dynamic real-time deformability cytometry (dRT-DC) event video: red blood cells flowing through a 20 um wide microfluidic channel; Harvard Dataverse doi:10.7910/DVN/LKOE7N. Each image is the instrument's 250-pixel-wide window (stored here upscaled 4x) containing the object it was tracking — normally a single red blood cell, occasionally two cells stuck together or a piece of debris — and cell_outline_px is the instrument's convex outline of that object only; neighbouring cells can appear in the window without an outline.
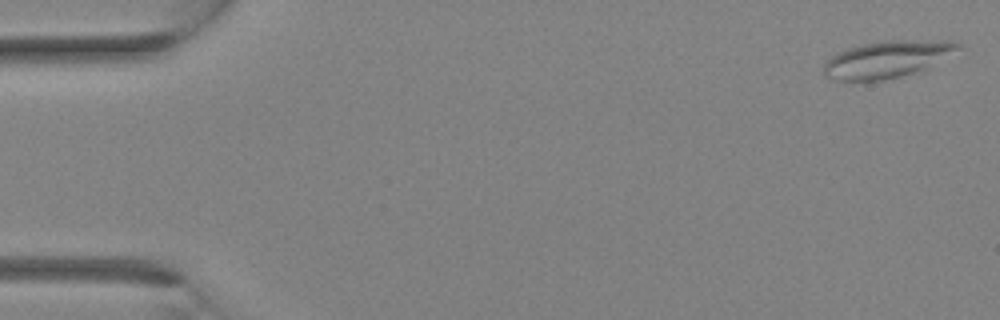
{"species": "Egyptian fruit bat (a non-hibernating species)", "species_latin": "Rousettus aegyptiacus", "temperature_condition": "room temperature", "stored_images_in_passage": 8, "camera_frame_rate_fps": 3000, "um_per_image_px": 0.085, "animal": {"sex": "female"}, "frame": {"image": 1, "passage_image": 1, "time_ms": 0.0, "image_size_px": [1000, 320], "cell_outline_px": [[964, 48], [924, 72], [884, 80], [828, 80], [824, 76], [824, 64], [836, 52], [848, 48], [864, 44], [888, 40], [948, 40], [964, 44]], "centroid_in_image_um": [75.53, 5.04], "position_along_channel_um": 9.5, "area_um2": 29.77}}